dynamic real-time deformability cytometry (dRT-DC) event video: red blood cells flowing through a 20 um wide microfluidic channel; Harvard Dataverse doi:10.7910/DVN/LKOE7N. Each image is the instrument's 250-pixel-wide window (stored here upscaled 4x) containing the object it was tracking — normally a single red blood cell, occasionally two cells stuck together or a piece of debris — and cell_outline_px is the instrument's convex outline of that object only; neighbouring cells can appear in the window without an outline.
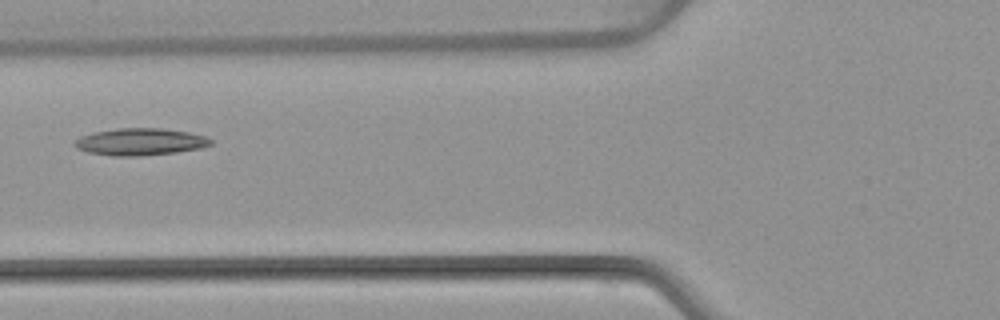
{"species": "common noctule bat (a hibernating species)", "species_latin": "Nyctalus noctula", "temperature_condition": "warm", "stored_images_in_passage": 2, "camera_frame_rate_fps": 3000, "um_per_image_px": 0.085, "animal": {"sex": "female", "body_mass_g": 22.7, "forearm_length_mm": 54.2}, "frame": {"image": 1, "passage_image": 2, "time_ms": 1.0, "image_size_px": [1000, 320], "cell_outline_px": [[212, 144], [200, 148], [176, 152], [140, 156], [112, 156], [88, 152], [76, 148], [72, 144], [80, 136], [92, 132], [116, 128], [160, 128], [188, 132], [204, 136], [212, 140]], "centroid_in_image_um": [11.87, 12.05], "position_along_channel_um": 113.9, "area_um2": 21.5}}